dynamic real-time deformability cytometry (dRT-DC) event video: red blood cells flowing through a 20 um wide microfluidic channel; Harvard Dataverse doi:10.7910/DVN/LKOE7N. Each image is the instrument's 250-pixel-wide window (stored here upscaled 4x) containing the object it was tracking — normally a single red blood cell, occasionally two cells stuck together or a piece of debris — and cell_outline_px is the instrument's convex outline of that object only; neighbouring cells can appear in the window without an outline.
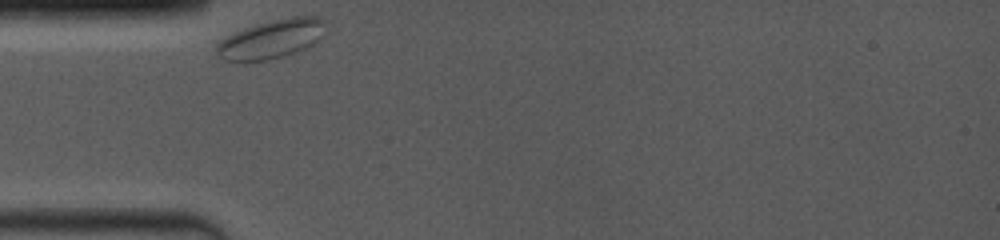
{"species": "common noctule bat (a hibernating species)", "species_latin": "Nyctalus noctula", "temperature_condition": "room temperature", "stored_images_in_passage": 7, "camera_frame_rate_fps": 4000, "um_per_image_px": 0.085, "animal": {"sex": "female", "body_mass_g": 19.0, "forearm_length_mm": 53.3}, "frame": {"image": 1, "passage_image": 1, "time_ms": 0.0, "image_size_px": [1000, 240], "cell_outline_px": [[324, 20], [320, 36], [312, 44], [296, 52], [268, 60], [224, 60], [216, 52], [216, 44], [220, 40], [236, 32], [256, 24], [272, 20], [292, 16], [320, 16]], "centroid_in_image_um": [23.05, 3.3], "position_along_channel_um": 61.9, "area_um2": 23.99}}
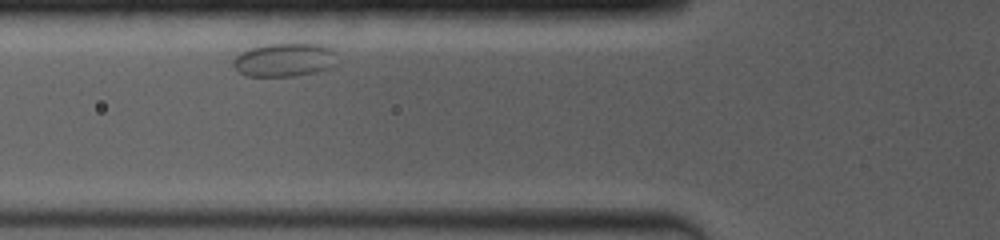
{"frame": {"image": 2, "passage_image": 4, "time_ms": 1.25, "image_size_px": [1000, 240], "cell_outline_px": [[336, 64], [332, 68], [316, 72], [296, 76], [248, 76], [240, 72], [232, 64], [232, 60], [240, 52], [252, 48], [268, 44], [324, 44], [332, 48], [336, 52]], "centroid_in_image_um": [24.24, 5.09], "position_along_channel_um": 101.6, "area_um2": 20.46}}